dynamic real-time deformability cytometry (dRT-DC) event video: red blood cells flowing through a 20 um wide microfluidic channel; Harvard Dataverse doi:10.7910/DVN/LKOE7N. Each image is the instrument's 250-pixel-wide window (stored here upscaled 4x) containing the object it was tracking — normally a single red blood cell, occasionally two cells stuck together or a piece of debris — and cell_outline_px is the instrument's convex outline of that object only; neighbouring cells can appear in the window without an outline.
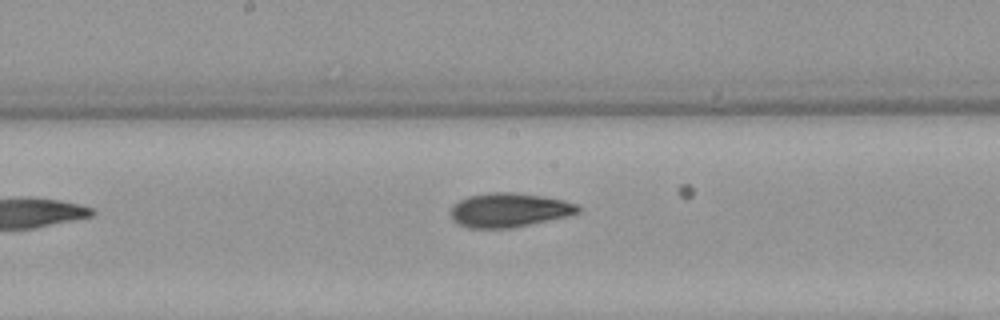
{"species": "Egyptian fruit bat (a non-hibernating species)", "species_latin": "Rousettus aegyptiacus", "temperature_condition": "warm", "stored_images_in_passage": 9, "camera_frame_rate_fps": 3000, "um_per_image_px": 0.085, "animal": {"sex": "female"}, "frame": {"image": 1, "passage_image": 8, "time_ms": 9.333, "image_size_px": [1000, 320], "cell_outline_px": [[580, 212], [568, 216], [512, 228], [468, 228], [452, 220], [448, 212], [452, 204], [468, 196], [492, 192], [512, 192], [544, 196], [564, 200], [576, 204], [580, 208]], "centroid_in_image_um": [43.24, 17.85], "position_along_channel_um": 205.0, "area_um2": 25.55}}